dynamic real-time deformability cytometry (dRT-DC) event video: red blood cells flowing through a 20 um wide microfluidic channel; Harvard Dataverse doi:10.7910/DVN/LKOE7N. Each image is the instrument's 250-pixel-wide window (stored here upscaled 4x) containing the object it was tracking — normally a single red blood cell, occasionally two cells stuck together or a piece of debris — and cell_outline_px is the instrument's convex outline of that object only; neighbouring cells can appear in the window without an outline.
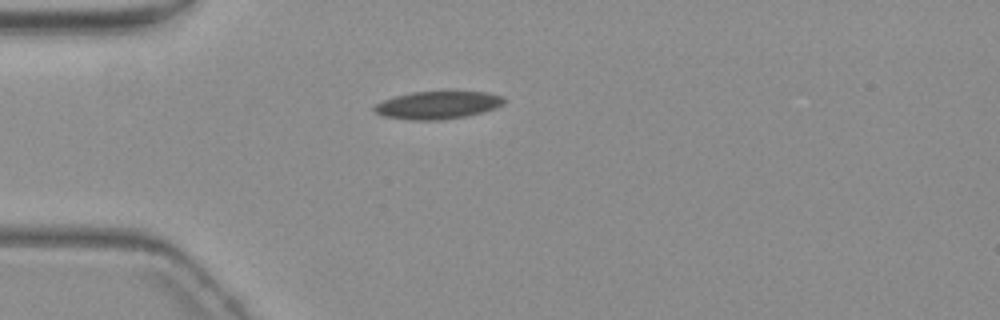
{"species": "common noctule bat (a hibernating species)", "species_latin": "Nyctalus noctula", "temperature_condition": "warm", "stored_images_in_passage": 3, "camera_frame_rate_fps": 3000, "um_per_image_px": 0.085, "animal": {"sex": "female", "body_mass_g": 19.3, "forearm_length_mm": 54.1}, "frame": {"image": 1, "passage_image": 1, "time_ms": 0.0, "image_size_px": [1000, 320], "cell_outline_px": [[504, 104], [496, 108], [484, 112], [464, 116], [440, 120], [412, 120], [384, 116], [376, 112], [372, 108], [376, 104], [384, 100], [396, 96], [412, 92], [444, 88], [448, 88], [488, 92], [504, 96]], "centroid_in_image_um": [37.29, 8.87], "position_along_channel_um": 47.7, "area_um2": 21.96}}
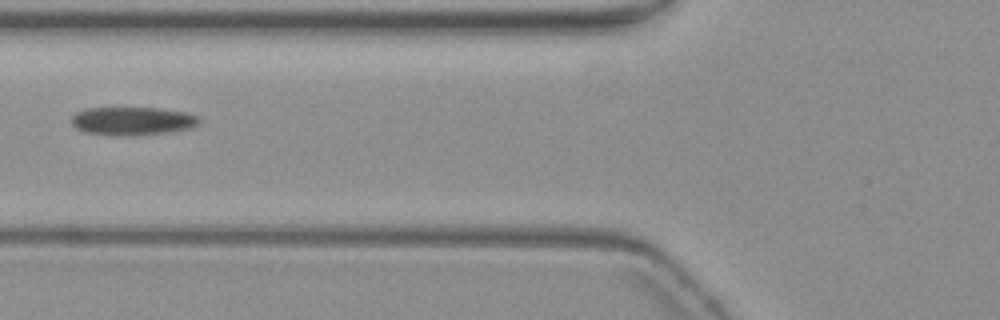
{"frame": {"image": 2, "passage_image": 3, "time_ms": 2.333, "image_size_px": [1000, 320], "cell_outline_px": [[200, 120], [192, 128], [136, 136], [112, 136], [84, 132], [76, 128], [72, 124], [72, 116], [76, 112], [88, 108], [160, 108], [184, 112], [196, 116]], "centroid_in_image_um": [11.21, 10.3], "position_along_channel_um": 114.6, "area_um2": 21.04}}